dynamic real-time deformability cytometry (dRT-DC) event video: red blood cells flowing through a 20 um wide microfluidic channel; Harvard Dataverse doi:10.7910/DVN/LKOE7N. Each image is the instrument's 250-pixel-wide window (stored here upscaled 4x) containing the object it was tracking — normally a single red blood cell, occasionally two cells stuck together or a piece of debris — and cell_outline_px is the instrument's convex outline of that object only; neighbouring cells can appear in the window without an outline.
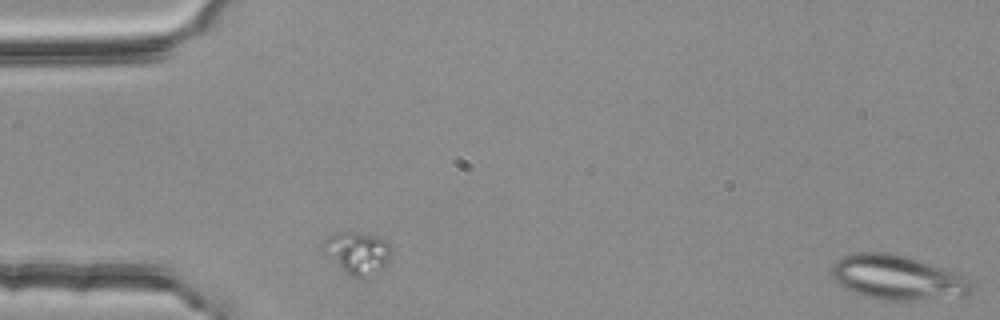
{"species": "common noctule bat (a hibernating species)", "species_latin": "Nyctalus noctula", "temperature_condition": "room temperature", "stored_images_in_passage": 2, "segment_of_instrument_passage": [2, 2], "camera_frame_rate_fps": 3000, "um_per_image_px": 0.085, "animal": {"sex": "female", "body_mass_g": 25.1}, "frame": {"image": 1, "passage_image": 2, "time_ms": 0.333, "image_size_px": [1000, 320], "cell_outline_px": [[972, 292], [968, 296], [916, 300], [884, 300], [864, 296], [852, 292], [844, 288], [832, 276], [832, 264], [840, 256], [852, 252], [892, 252], [908, 256], [932, 264], [952, 272], [968, 280], [972, 284]], "centroid_in_image_um": [76.24, 23.58], "position_along_channel_um": 8.8, "area_um2": 36.47}}